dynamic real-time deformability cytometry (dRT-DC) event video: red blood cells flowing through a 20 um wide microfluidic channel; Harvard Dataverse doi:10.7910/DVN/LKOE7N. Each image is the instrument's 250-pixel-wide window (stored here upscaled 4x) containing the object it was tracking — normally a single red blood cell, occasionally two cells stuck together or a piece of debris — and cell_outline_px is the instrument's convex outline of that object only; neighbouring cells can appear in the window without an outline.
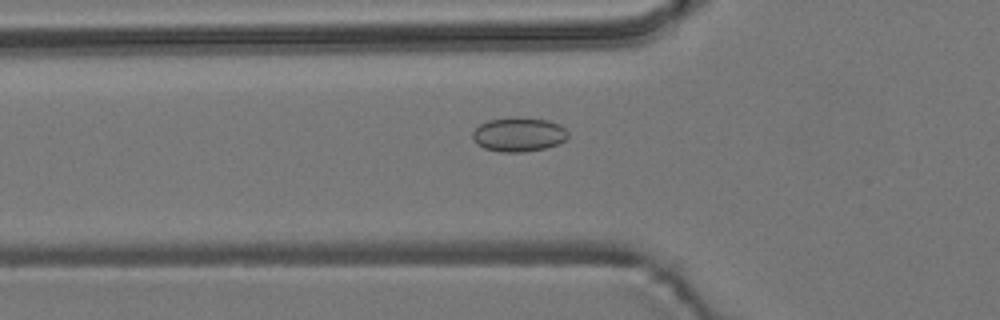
{"species": "common noctule bat (a hibernating species)", "species_latin": "Nyctalus noctula", "temperature_condition": "room temperature", "stored_images_in_passage": 41, "camera_frame_rate_fps": 3000, "um_per_image_px": 0.085, "animal": {"sex": "male", "body_mass_g": 19.2, "forearm_length_mm": 51.8}, "frame": {"image": 1, "passage_image": 5, "time_ms": 1.333, "image_size_px": [1000, 320], "cell_outline_px": [[568, 136], [560, 144], [544, 148], [524, 152], [500, 152], [484, 148], [476, 144], [472, 136], [472, 132], [480, 124], [488, 120], [548, 120], [560, 124], [568, 132]], "centroid_in_image_um": [44.09, 11.49], "position_along_channel_um": 81.7, "area_um2": 18.38}}
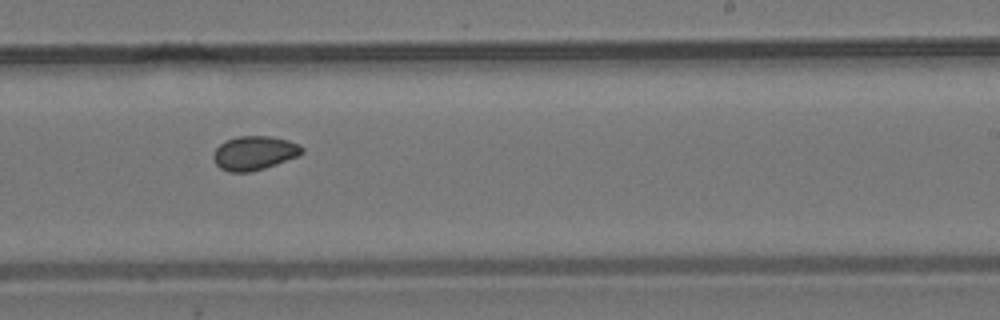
{"frame": {"image": 2, "passage_image": 20, "time_ms": 6.333, "image_size_px": [1000, 320], "cell_outline_px": [[304, 152], [300, 156], [252, 172], [228, 172], [220, 168], [212, 160], [212, 156], [216, 148], [220, 144], [236, 136], [268, 136], [288, 140], [300, 144], [304, 148]], "centroid_in_image_um": [21.63, 13.01], "position_along_channel_um": 267.4, "area_um2": 17.74}}
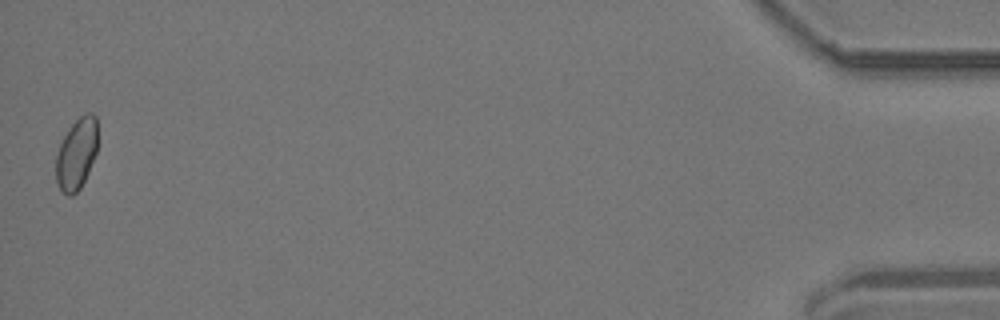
{"frame": {"image": 3, "passage_image": 41, "time_ms": 13.333, "image_size_px": [1000, 320], "cell_outline_px": [[96, 152], [88, 172], [80, 188], [72, 196], [68, 196], [60, 188], [56, 180], [56, 156], [60, 144], [68, 128], [84, 112], [92, 112], [96, 116]], "centroid_in_image_um": [6.5, 13.05], "position_along_channel_um": 428.7, "area_um2": 17.11}, "authors_computed_cell_mechanics": {"area_um2": 17.2822, "velocity_mm_per_s": 3.6986, "shape_relaxation_time_tau1_ms": null, "shape_relaxation_time_tau2_ms": 3.5827, "deformation_change_tau1": null, "deformation_change_tau2": 0.0474}}